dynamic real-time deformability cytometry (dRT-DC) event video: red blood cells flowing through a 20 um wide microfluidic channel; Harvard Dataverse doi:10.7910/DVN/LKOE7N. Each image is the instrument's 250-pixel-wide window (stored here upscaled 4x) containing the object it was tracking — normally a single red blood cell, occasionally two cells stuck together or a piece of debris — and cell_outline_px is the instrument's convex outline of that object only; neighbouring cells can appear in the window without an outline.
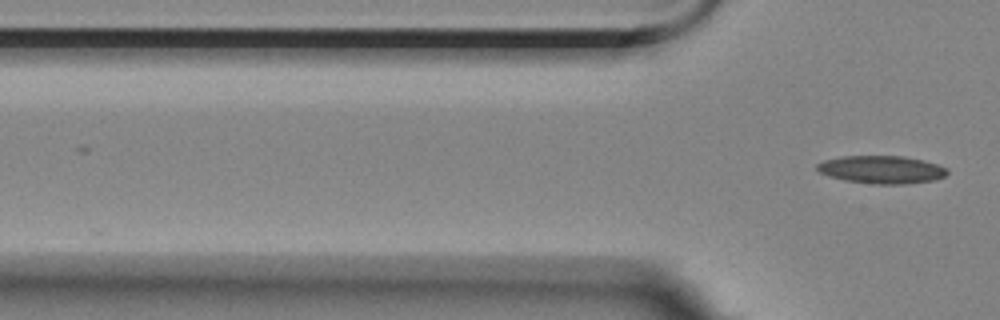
{"species": "Egyptian fruit bat (a non-hibernating species)", "species_latin": "Rousettus aegyptiacus", "temperature_condition": "room temperature", "stored_images_in_passage": 3, "camera_frame_rate_fps": 3000, "um_per_image_px": 0.085, "animal": {"sex": "female"}, "frame": {"image": 1, "passage_image": 3, "time_ms": 3.0, "image_size_px": [1000, 320], "cell_outline_px": [[948, 172], [944, 176], [932, 180], [908, 184], [872, 184], [844, 180], [828, 176], [820, 172], [816, 168], [816, 164], [824, 160], [844, 156], [904, 156], [924, 160], [948, 168]], "centroid_in_image_um": [74.93, 14.41], "position_along_channel_um": 50.9, "area_um2": 21.15}}